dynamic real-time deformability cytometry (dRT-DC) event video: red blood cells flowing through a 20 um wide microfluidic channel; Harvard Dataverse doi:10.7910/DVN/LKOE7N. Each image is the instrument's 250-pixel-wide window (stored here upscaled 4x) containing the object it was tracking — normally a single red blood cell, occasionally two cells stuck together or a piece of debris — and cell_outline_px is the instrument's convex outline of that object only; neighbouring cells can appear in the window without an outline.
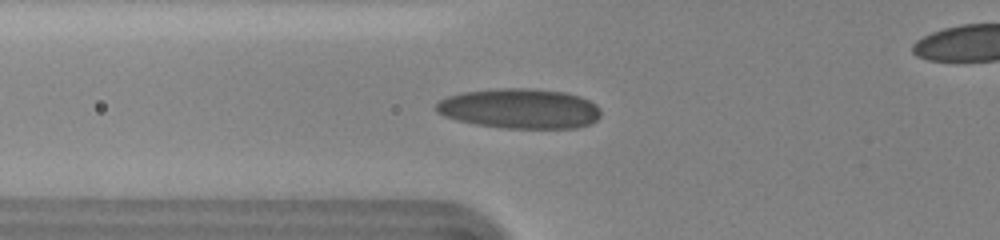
{"species": "human", "species_latin": "Homo sapiens", "temperature_condition": "cold", "stored_images_in_passage": 18, "camera_frame_rate_fps": 3000, "um_per_image_px": 0.085, "donor": {"sex": "female"}, "frame": {"image": 1, "passage_image": 2, "time_ms": 0.333, "image_size_px": [1000, 240], "cell_outline_px": [[600, 116], [592, 124], [576, 128], [504, 128], [476, 124], [456, 120], [444, 116], [436, 112], [432, 108], [440, 100], [448, 96], [460, 92], [500, 88], [528, 88], [564, 92], [580, 96], [596, 104], [600, 108]], "centroid_in_image_um": [44.16, 9.23], "position_along_channel_um": 81.6, "area_um2": 38.67}}
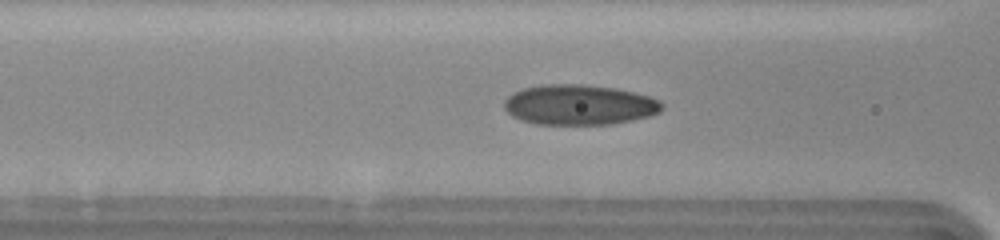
{"frame": {"image": 2, "passage_image": 5, "time_ms": 1.333, "image_size_px": [1000, 240], "cell_outline_px": [[664, 108], [660, 112], [652, 116], [612, 124], [536, 124], [520, 120], [512, 116], [504, 108], [504, 100], [512, 92], [524, 88], [540, 84], [584, 84], [616, 88], [648, 96], [660, 100], [664, 104]], "centroid_in_image_um": [49.24, 8.9], "position_along_channel_um": 117.4, "area_um2": 37.34}}